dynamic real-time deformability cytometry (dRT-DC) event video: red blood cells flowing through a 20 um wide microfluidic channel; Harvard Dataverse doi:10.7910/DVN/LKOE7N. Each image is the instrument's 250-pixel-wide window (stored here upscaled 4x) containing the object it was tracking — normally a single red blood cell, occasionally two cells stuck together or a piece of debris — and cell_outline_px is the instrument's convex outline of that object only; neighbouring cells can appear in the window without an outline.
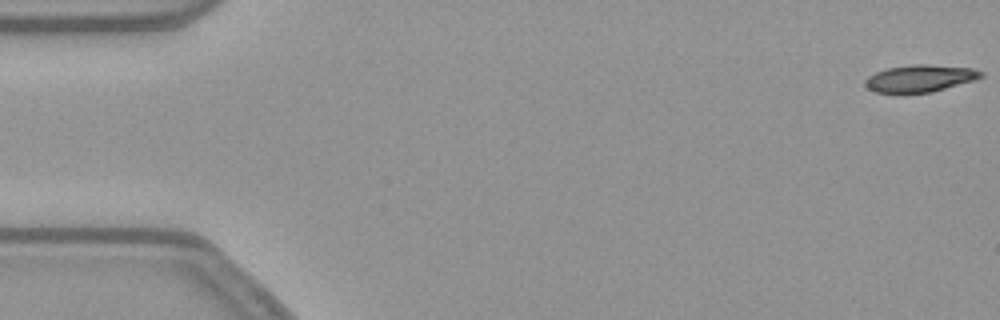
{"species": "common noctule bat (a hibernating species)", "species_latin": "Nyctalus noctula", "temperature_condition": "warm", "stored_images_in_passage": 54, "camera_frame_rate_fps": 3000, "um_per_image_px": 0.085, "animal": {"sex": "female", "body_mass_g": 21.9}, "frame": {"image": 1, "passage_image": 1, "time_ms": 0.0, "image_size_px": [1000, 320], "cell_outline_px": [[984, 76], [976, 80], [932, 92], [876, 92], [868, 88], [864, 84], [864, 80], [868, 76], [876, 72], [888, 68], [912, 64], [924, 64], [972, 68], [984, 72]], "centroid_in_image_um": [78.23, 6.65], "position_along_channel_um": 6.8, "area_um2": 18.21}}
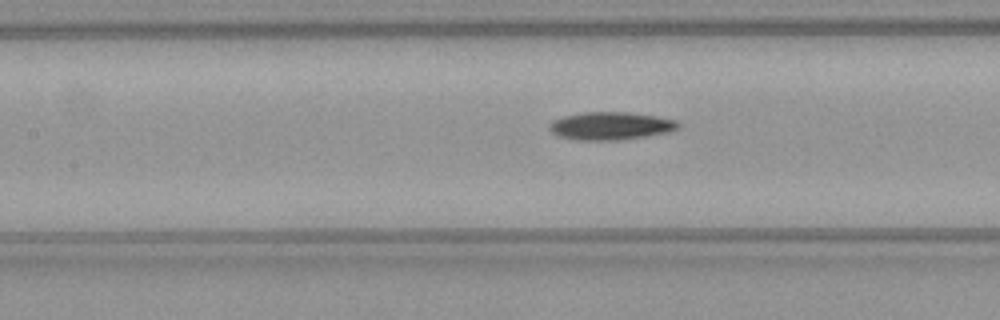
{"frame": {"image": 2, "passage_image": 24, "time_ms": 7.667, "image_size_px": [1000, 320], "cell_outline_px": [[680, 128], [668, 132], [620, 140], [576, 140], [560, 136], [552, 132], [548, 128], [548, 124], [552, 120], [564, 116], [584, 112], [628, 112], [656, 116], [676, 120], [680, 124]], "centroid_in_image_um": [51.9, 10.69], "position_along_channel_um": 155.5, "area_um2": 20.92}}
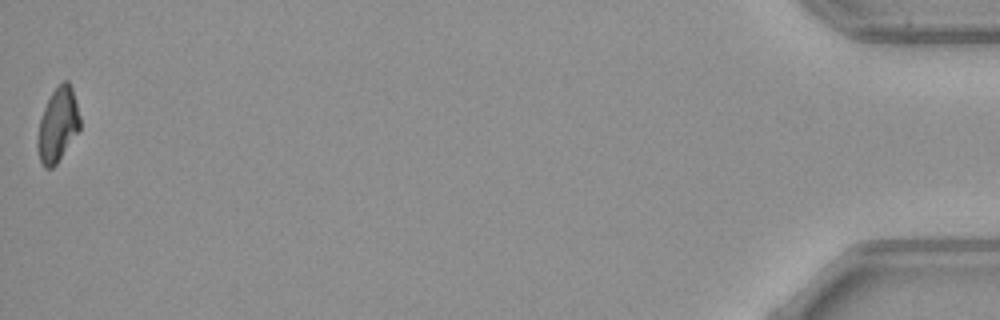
{"frame": {"image": 3, "passage_image": 54, "time_ms": 17.667, "image_size_px": [1000, 320], "cell_outline_px": [[80, 128], [56, 164], [52, 168], [44, 168], [40, 160], [36, 144], [36, 140], [40, 120], [44, 108], [52, 92], [64, 80], [68, 80], [72, 88], [80, 116]], "centroid_in_image_um": [4.9, 10.62], "position_along_channel_um": 430.3, "area_um2": 18.03}, "authors_computed_cell_mechanics": {"area_um2": 19.7676, "velocity_mm_per_s": 3.8026, "shape_relaxation_time_tau1_ms": 7.0373, "shape_relaxation_time_tau2_ms": null, "deformation_change_tau1": 0.1949, "deformation_change_tau2": null}}